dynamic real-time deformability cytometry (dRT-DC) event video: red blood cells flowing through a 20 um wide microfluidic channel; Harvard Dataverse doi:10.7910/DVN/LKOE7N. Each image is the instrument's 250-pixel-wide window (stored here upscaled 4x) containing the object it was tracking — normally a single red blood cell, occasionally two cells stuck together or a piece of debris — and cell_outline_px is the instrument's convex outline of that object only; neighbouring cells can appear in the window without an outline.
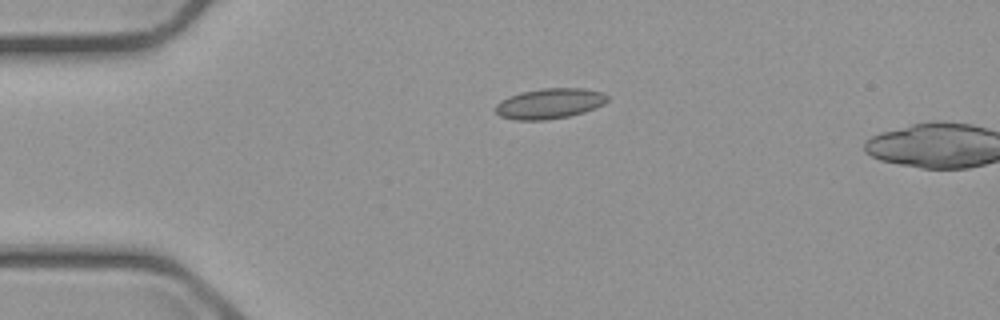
{"species": "common noctule bat (a hibernating species)", "species_latin": "Nyctalus noctula", "temperature_condition": "cold", "stored_images_in_passage": 2, "camera_frame_rate_fps": 3000, "um_per_image_px": 0.085, "animal": {"sex": "male", "body_mass_g": 23.1, "forearm_length_mm": 52.7}, "frame": {"image": 1, "passage_image": 1, "time_ms": 0.0, "image_size_px": [1000, 320], "cell_outline_px": [[608, 100], [604, 104], [596, 108], [584, 112], [568, 116], [548, 120], [516, 120], [500, 116], [496, 112], [496, 104], [500, 100], [508, 96], [520, 92], [540, 88], [584, 88], [604, 92], [608, 96]], "centroid_in_image_um": [46.73, 8.79], "position_along_channel_um": 38.3, "area_um2": 20.06}}